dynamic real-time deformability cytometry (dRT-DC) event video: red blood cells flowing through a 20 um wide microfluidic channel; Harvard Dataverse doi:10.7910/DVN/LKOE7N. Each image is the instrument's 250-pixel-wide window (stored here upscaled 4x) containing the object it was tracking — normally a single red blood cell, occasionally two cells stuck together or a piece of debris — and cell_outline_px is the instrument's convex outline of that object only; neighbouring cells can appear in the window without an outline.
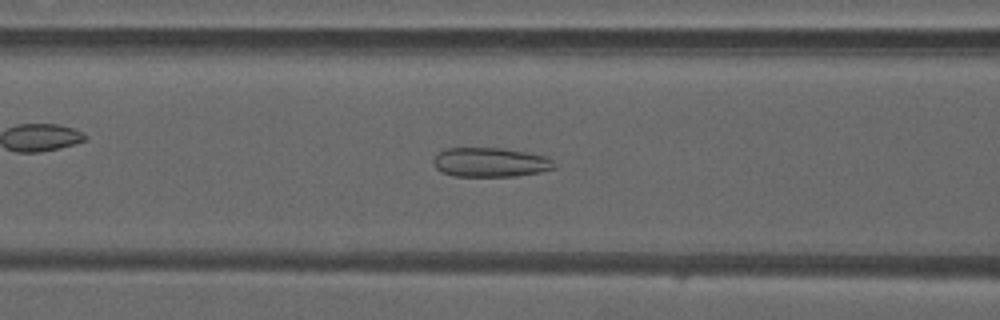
{"species": "common noctule bat (a hibernating species)", "species_latin": "Nyctalus noctula", "temperature_condition": "warm", "stored_images_in_passage": 49, "camera_frame_rate_fps": 3000, "um_per_image_px": 0.085, "animal": {"sex": "male", "forearm_length_mm": 52.5}, "frame": {"image": 1, "passage_image": 19, "time_ms": 6.0, "image_size_px": [1000, 320], "cell_outline_px": [[556, 168], [540, 172], [516, 176], [452, 176], [440, 172], [432, 164], [432, 160], [444, 148], [504, 148], [544, 156], [552, 160], [556, 164]], "centroid_in_image_um": [41.65, 13.8], "position_along_channel_um": 125.0, "area_um2": 20.75}}
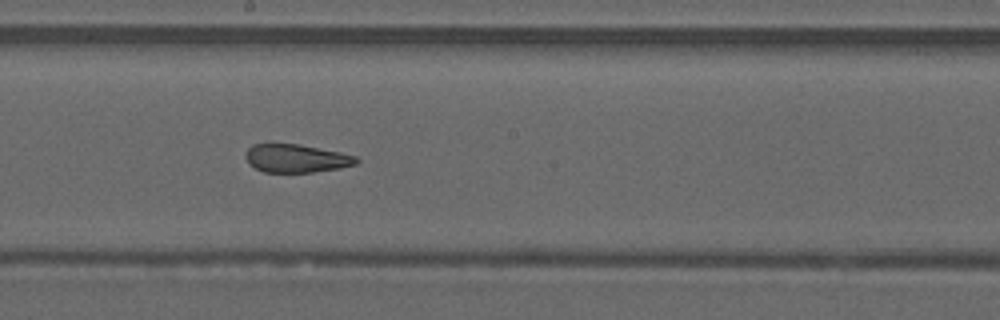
{"frame": {"image": 2, "passage_image": 26, "time_ms": 8.333, "image_size_px": [1000, 320], "cell_outline_px": [[360, 160], [356, 164], [340, 168], [312, 172], [264, 172], [248, 164], [244, 156], [248, 148], [252, 144], [268, 140], [272, 140], [300, 144], [340, 152], [356, 156]], "centroid_in_image_um": [25.1, 13.41], "position_along_channel_um": 223.1, "area_um2": 19.02}}
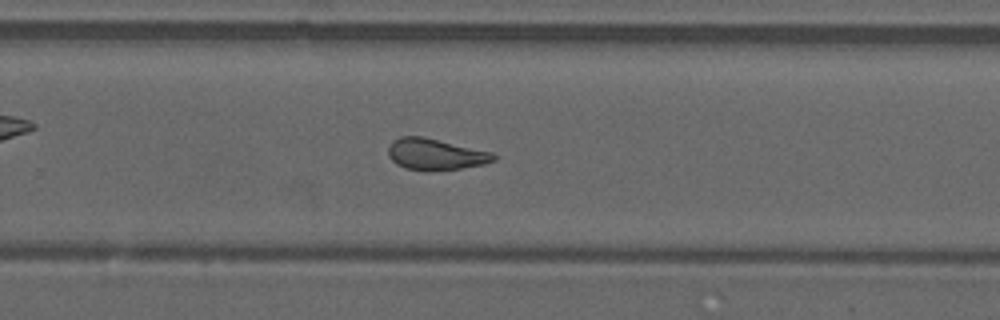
{"frame": {"image": 3, "passage_image": 31, "time_ms": 10.0, "image_size_px": [1000, 320], "cell_outline_px": [[496, 160], [484, 164], [460, 168], [428, 172], [424, 172], [404, 168], [396, 164], [388, 156], [388, 148], [392, 140], [400, 136], [424, 136], [492, 152], [496, 156]], "centroid_in_image_um": [36.98, 13.12], "position_along_channel_um": 292.8, "area_um2": 19.59}, "authors_computed_cell_mechanics": {"area_um2": 20.6924, "velocity_mm_per_s": 4.2183, "shape_relaxation_time_tau1_ms": null, "shape_relaxation_time_tau2_ms": 1.179, "deformation_change_tau1": null, "deformation_change_tau2": 0.096}}